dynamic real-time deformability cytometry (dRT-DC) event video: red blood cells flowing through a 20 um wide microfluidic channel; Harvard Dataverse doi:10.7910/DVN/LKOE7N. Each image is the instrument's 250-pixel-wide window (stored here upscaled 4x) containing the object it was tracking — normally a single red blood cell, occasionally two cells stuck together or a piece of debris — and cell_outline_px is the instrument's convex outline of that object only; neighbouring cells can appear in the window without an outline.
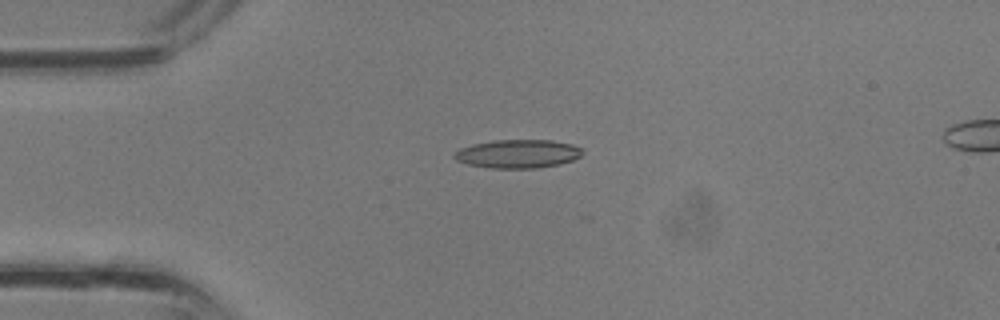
{"species": "common noctule bat (a hibernating species)", "species_latin": "Nyctalus noctula", "temperature_condition": "room temperature", "stored_images_in_passage": 11, "camera_frame_rate_fps": 3000, "um_per_image_px": 0.085, "animal": {"sex": "male", "body_mass_g": 13.3}, "frame": {"image": 1, "passage_image": 9, "time_ms": 2.667, "image_size_px": [1000, 320], "cell_outline_px": [[584, 152], [580, 156], [572, 160], [560, 164], [536, 168], [492, 168], [468, 164], [456, 160], [452, 156], [460, 148], [472, 144], [496, 140], [552, 140], [572, 144], [580, 148]], "centroid_in_image_um": [44.02, 13.07], "position_along_channel_um": 41.0, "area_um2": 21.21}}